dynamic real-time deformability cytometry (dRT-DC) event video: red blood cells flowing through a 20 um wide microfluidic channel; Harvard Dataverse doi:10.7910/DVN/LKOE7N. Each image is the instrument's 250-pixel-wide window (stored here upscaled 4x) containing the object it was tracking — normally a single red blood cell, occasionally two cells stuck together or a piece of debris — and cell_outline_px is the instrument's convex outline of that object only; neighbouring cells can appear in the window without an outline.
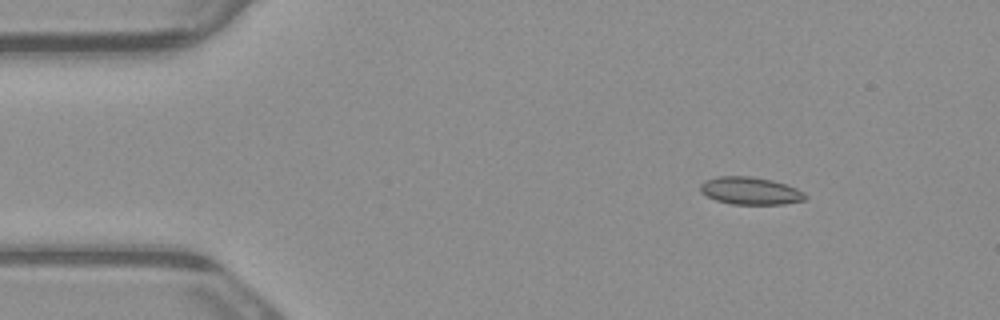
{"species": "common noctule bat (a hibernating species)", "species_latin": "Nyctalus noctula", "temperature_condition": "warm", "stored_images_in_passage": 4, "camera_frame_rate_fps": 3000, "um_per_image_px": 0.085, "animal": {"sex": "male", "body_mass_g": 23.1, "forearm_length_mm": 52.7}, "frame": {"image": 1, "passage_image": 2, "time_ms": 0.333, "image_size_px": [1000, 320], "cell_outline_px": [[808, 196], [804, 200], [784, 204], [732, 204], [716, 200], [700, 192], [700, 184], [704, 180], [716, 176], [752, 176], [772, 180], [796, 188], [804, 192]], "centroid_in_image_um": [63.76, 16.21], "position_along_channel_um": 21.2, "area_um2": 16.88}}